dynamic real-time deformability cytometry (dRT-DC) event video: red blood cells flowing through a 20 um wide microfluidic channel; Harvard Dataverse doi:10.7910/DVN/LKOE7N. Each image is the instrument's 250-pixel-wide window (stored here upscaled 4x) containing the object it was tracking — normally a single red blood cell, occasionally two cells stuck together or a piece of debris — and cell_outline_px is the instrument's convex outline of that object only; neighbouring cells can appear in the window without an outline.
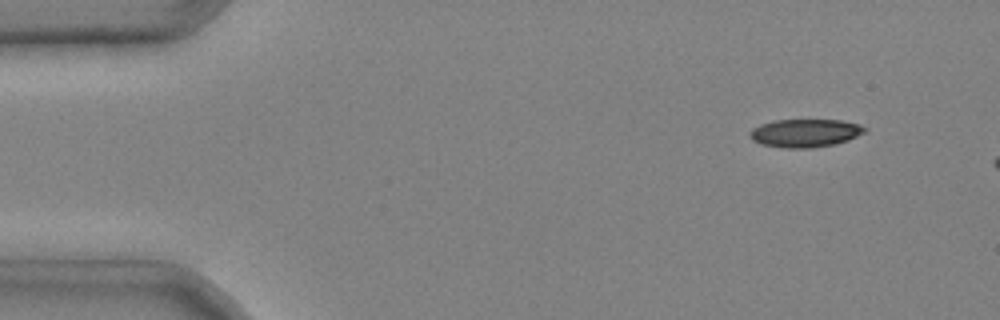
{"species": "common noctule bat (a hibernating species)", "species_latin": "Nyctalus noctula", "temperature_condition": "cold", "stored_images_in_passage": 3, "camera_frame_rate_fps": 3000, "um_per_image_px": 0.085, "animal": {"sex": "male", "body_mass_g": 20.4}, "frame": {"image": 1, "passage_image": 1, "time_ms": 0.0, "image_size_px": [1000, 320], "cell_outline_px": [[868, 128], [864, 132], [848, 140], [836, 144], [812, 148], [784, 148], [760, 144], [752, 140], [748, 136], [748, 132], [752, 128], [760, 124], [772, 120], [840, 120], [860, 124]], "centroid_in_image_um": [68.39, 11.31], "position_along_channel_um": 16.6, "area_um2": 19.07}}